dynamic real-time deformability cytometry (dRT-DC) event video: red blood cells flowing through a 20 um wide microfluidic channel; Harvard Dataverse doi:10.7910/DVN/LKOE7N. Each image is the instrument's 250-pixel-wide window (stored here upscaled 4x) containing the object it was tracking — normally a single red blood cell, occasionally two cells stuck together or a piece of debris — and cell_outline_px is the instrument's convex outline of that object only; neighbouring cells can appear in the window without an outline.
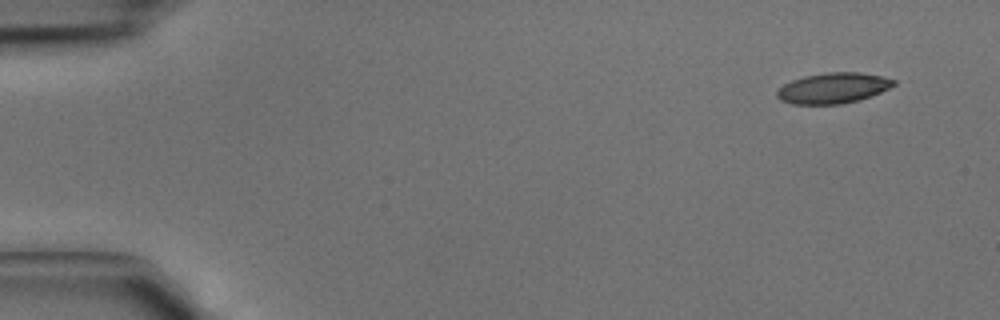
{"species": "common noctule bat (a hibernating species)", "species_latin": "Nyctalus noctula", "temperature_condition": "cold", "stored_images_in_passage": 3, "camera_frame_rate_fps": 3000, "um_per_image_px": 0.085, "animal": {"sex": "male", "body_mass_g": 15.6}, "frame": {"image": 1, "passage_image": 1, "time_ms": 0.0, "image_size_px": [1000, 320], "cell_outline_px": [[896, 84], [872, 96], [860, 100], [840, 104], [792, 104], [780, 100], [776, 96], [776, 92], [784, 84], [792, 80], [804, 76], [828, 72], [860, 72], [880, 76], [896, 80]], "centroid_in_image_um": [70.81, 7.49], "position_along_channel_um": 14.2, "area_um2": 20.81}}